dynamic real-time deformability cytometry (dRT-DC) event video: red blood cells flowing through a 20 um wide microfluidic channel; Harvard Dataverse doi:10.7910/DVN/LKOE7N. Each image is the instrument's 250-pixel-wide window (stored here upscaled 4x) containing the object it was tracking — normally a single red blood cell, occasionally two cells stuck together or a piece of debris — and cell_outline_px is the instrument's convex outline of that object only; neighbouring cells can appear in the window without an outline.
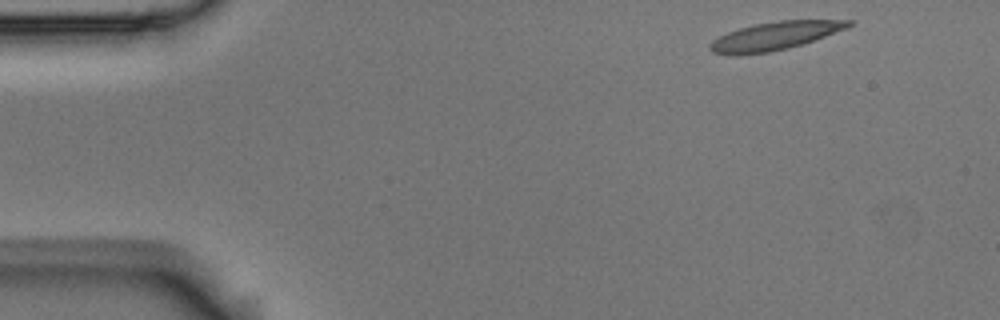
{"species": "Egyptian fruit bat (a non-hibernating species)", "species_latin": "Rousettus aegyptiacus", "temperature_condition": "room temperature", "stored_images_in_passage": 5, "camera_frame_rate_fps": 3000, "um_per_image_px": 0.085, "animal": {"sex": "male"}, "frame": {"image": 1, "passage_image": 5, "time_ms": 1.333, "image_size_px": [1000, 320], "cell_outline_px": [[856, 20], [852, 24], [844, 28], [824, 36], [788, 48], [768, 52], [712, 52], [708, 48], [708, 44], [712, 40], [728, 32], [740, 28], [756, 24], [780, 20]], "centroid_in_image_um": [65.89, 3.01], "position_along_channel_um": 19.1, "area_um2": 21.62}}